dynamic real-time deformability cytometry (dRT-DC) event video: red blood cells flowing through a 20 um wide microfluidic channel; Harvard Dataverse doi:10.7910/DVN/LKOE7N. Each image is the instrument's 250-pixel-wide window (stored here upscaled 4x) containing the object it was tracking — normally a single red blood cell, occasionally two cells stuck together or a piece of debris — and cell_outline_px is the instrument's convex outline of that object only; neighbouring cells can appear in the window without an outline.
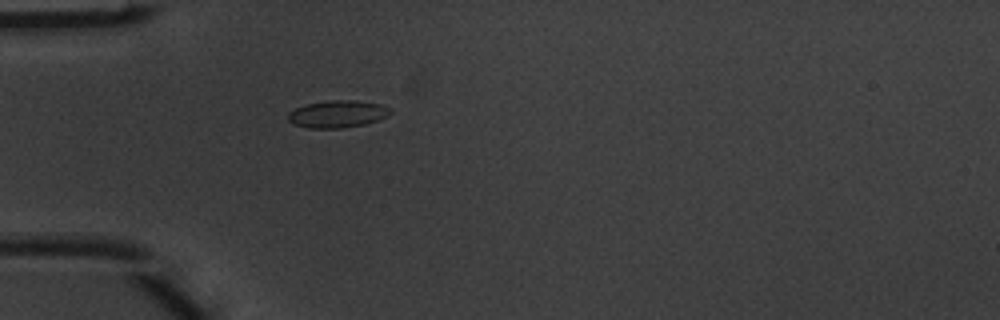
{"species": "common noctule bat (a hibernating species)", "species_latin": "Nyctalus noctula", "temperature_condition": "warm", "stored_images_in_passage": 2, "camera_frame_rate_fps": 3000, "um_per_image_px": 0.085, "animal": {"sex": "male", "body_mass_g": 20.1, "forearm_length_mm": 53.5}, "frame": {"image": 1, "passage_image": 2, "time_ms": 0.333, "image_size_px": [1000, 320], "cell_outline_px": [[392, 112], [388, 116], [364, 124], [340, 128], [308, 128], [296, 124], [288, 120], [288, 112], [304, 104], [332, 100], [356, 100], [380, 104], [392, 108]], "centroid_in_image_um": [28.7, 9.68], "position_along_channel_um": 56.3, "area_um2": 16.18}}